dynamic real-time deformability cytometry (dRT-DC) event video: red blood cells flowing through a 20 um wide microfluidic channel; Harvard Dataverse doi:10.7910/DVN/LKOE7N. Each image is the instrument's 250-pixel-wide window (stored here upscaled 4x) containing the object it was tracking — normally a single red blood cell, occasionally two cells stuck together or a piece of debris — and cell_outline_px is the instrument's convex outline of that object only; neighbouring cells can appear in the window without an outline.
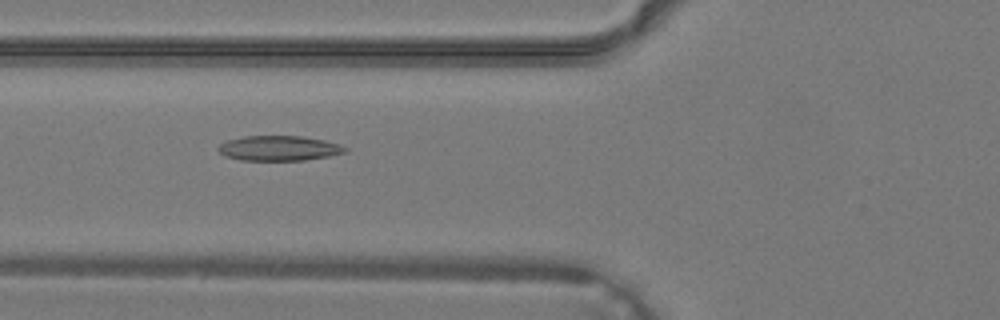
{"species": "common noctule bat (a hibernating species)", "species_latin": "Nyctalus noctula", "temperature_condition": "warm", "stored_images_in_passage": 40, "camera_frame_rate_fps": 3000, "um_per_image_px": 0.085, "animal": {"sex": "male", "body_mass_g": 19.2, "forearm_length_mm": 51.8}, "frame": {"image": 1, "passage_image": 16, "time_ms": 5.0, "image_size_px": [1000, 320], "cell_outline_px": [[348, 152], [328, 156], [304, 160], [240, 160], [224, 156], [216, 148], [220, 144], [228, 140], [244, 136], [300, 136], [324, 140], [340, 144], [348, 148]], "centroid_in_image_um": [23.72, 12.6], "position_along_channel_um": 102.1, "area_um2": 18.5}}
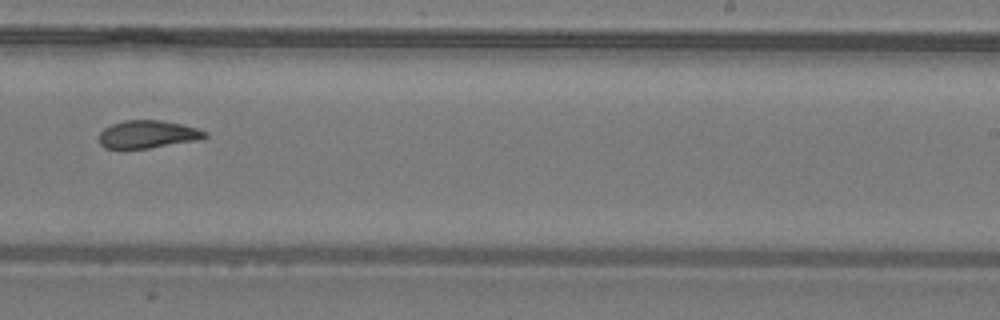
{"frame": {"image": 2, "passage_image": 26, "time_ms": 8.333, "image_size_px": [1000, 320], "cell_outline_px": [[208, 136], [196, 140], [148, 148], [104, 148], [100, 144], [100, 132], [104, 128], [112, 124], [124, 120], [160, 120], [184, 124], [208, 132]], "centroid_in_image_um": [12.56, 11.4], "position_along_channel_um": 276.4, "area_um2": 16.99}}
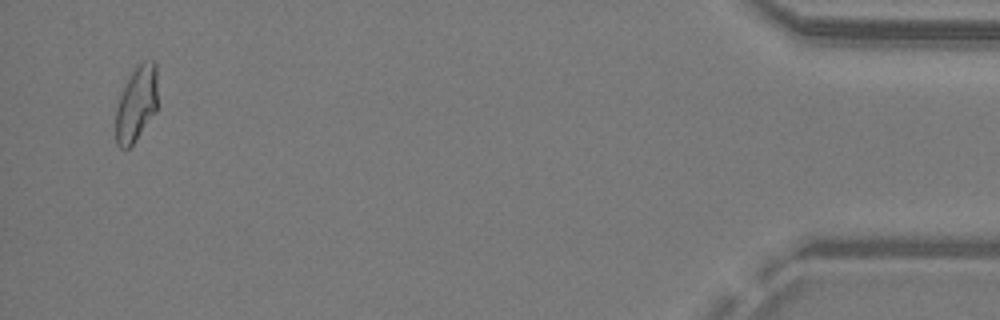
{"frame": {"image": 3, "passage_image": 39, "time_ms": 12.667, "image_size_px": [1000, 320], "cell_outline_px": [[156, 112], [136, 140], [128, 148], [120, 148], [116, 144], [116, 108], [120, 96], [132, 72], [144, 60], [156, 60]], "centroid_in_image_um": [11.6, 8.84], "position_along_channel_um": 423.6, "area_um2": 18.15}}